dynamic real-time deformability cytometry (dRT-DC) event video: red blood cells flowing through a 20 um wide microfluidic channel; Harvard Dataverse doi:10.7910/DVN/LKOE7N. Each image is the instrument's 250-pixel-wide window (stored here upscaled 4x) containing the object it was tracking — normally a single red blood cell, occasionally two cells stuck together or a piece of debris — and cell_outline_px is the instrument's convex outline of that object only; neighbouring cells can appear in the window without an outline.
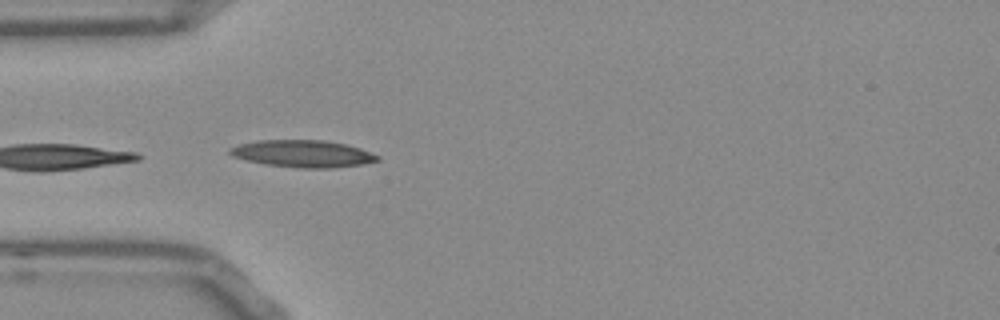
{"species": "Egyptian fruit bat (a non-hibernating species)", "species_latin": "Rousettus aegyptiacus", "temperature_condition": "room temperature", "stored_images_in_passage": 38, "camera_frame_rate_fps": 3000, "um_per_image_px": 0.085, "frame": {"image": 1, "passage_image": 1, "time_ms": 0.0, "image_size_px": [1000, 320], "cell_outline_px": [[380, 160], [360, 164], [332, 168], [296, 168], [264, 164], [232, 156], [228, 152], [228, 148], [240, 144], [260, 140], [324, 140], [344, 144], [360, 148], [380, 156]], "centroid_in_image_um": [25.72, 13.06], "position_along_channel_um": 59.3, "area_um2": 23.24}}
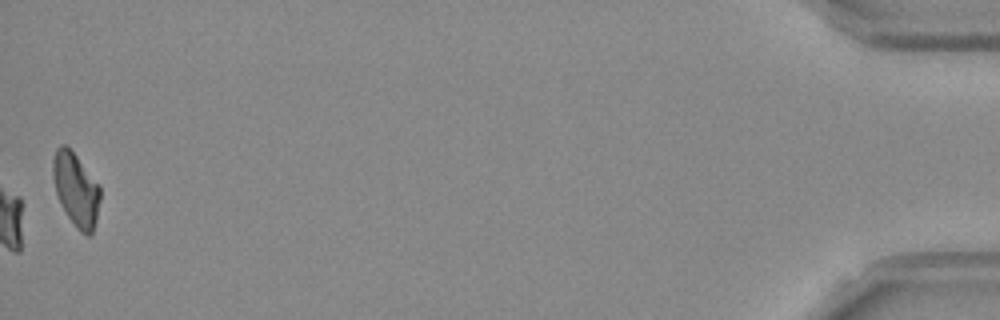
{"frame": {"image": 2, "passage_image": 38, "time_ms": 12.333, "image_size_px": [1000, 320], "cell_outline_px": [[100, 200], [96, 220], [92, 232], [88, 236], [80, 232], [76, 228], [68, 216], [56, 192], [52, 176], [52, 160], [56, 148], [60, 144], [64, 144], [76, 156], [100, 184]], "centroid_in_image_um": [6.46, 16.09], "position_along_channel_um": 428.7, "area_um2": 20.06}, "authors_computed_cell_mechanics": {"area_um2": 21.9062, "velocity_mm_per_s": 3.7805, "shape_relaxation_time_tau1_ms": 4.7265, "shape_relaxation_time_tau2_ms": null, "deformation_change_tau1": 0.1256, "deformation_change_tau2": null}}